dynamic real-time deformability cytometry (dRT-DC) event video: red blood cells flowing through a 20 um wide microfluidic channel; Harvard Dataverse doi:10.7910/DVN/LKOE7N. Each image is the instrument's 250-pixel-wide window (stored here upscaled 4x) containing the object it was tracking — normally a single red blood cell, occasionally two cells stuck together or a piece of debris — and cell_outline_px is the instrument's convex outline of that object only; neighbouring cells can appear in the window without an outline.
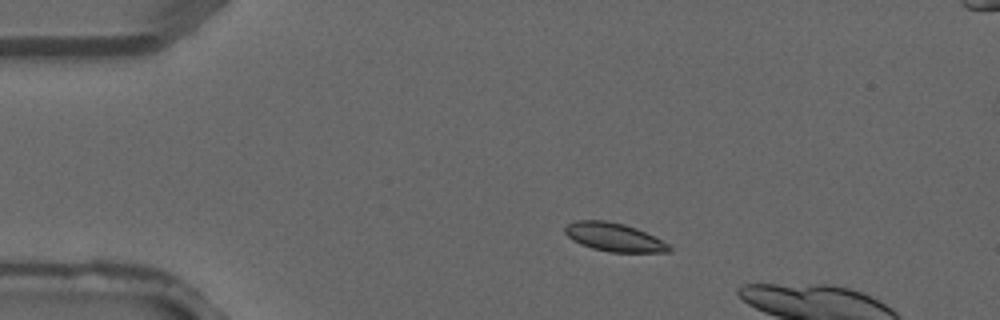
{"species": "common noctule bat (a hibernating species)", "species_latin": "Nyctalus noctula", "temperature_condition": "warm", "stored_images_in_passage": 5, "camera_frame_rate_fps": 3000, "um_per_image_px": 0.085, "animal": {"sex": "male", "forearm_length_mm": 52.5}, "frame": {"image": 1, "passage_image": 3, "time_ms": 0.667, "image_size_px": [1000, 320], "cell_outline_px": [[672, 248], [668, 252], [608, 252], [592, 248], [580, 244], [572, 240], [564, 232], [564, 228], [568, 224], [576, 220], [604, 220], [624, 224], [636, 228], [668, 244]], "centroid_in_image_um": [52.15, 20.16], "position_along_channel_um": 32.9, "area_um2": 17.11}}